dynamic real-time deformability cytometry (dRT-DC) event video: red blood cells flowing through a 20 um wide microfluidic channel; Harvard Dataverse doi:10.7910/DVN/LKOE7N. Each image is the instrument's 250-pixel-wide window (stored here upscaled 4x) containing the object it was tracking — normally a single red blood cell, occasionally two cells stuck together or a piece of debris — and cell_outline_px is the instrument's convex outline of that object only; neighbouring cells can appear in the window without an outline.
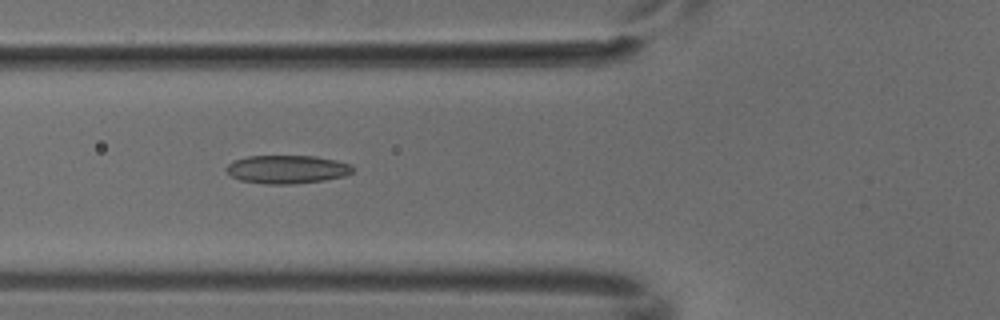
{"species": "common noctule bat (a hibernating species)", "species_latin": "Nyctalus noctula", "temperature_condition": "cold", "stored_images_in_passage": 8, "camera_frame_rate_fps": 3000, "um_per_image_px": 0.085, "animal": {"sex": "male", "body_mass_g": 18.8}, "frame": {"image": 1, "passage_image": 6, "time_ms": 1.667, "image_size_px": [1000, 320], "cell_outline_px": [[352, 172], [344, 176], [324, 180], [292, 184], [264, 184], [240, 180], [232, 176], [224, 168], [232, 160], [248, 156], [316, 156], [336, 160], [352, 164]], "centroid_in_image_um": [24.38, 14.39], "position_along_channel_um": 101.4, "area_um2": 20.92}}
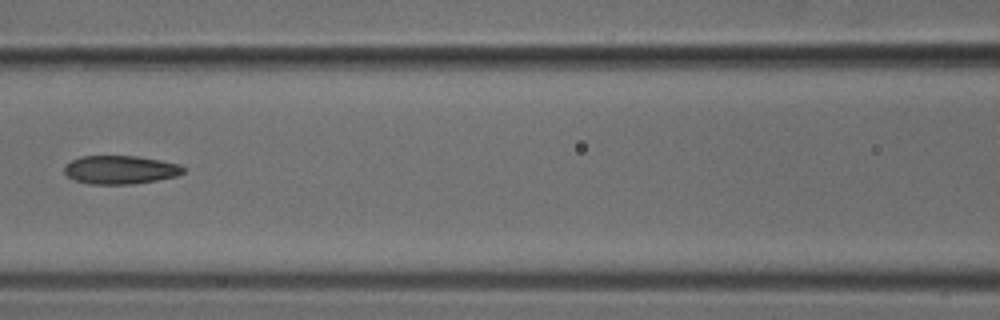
{"frame": {"image": 2, "passage_image": 7, "time_ms": 2.0, "image_size_px": [1000, 320], "cell_outline_px": [[184, 172], [176, 176], [156, 180], [132, 184], [88, 184], [72, 180], [64, 172], [64, 164], [80, 156], [136, 156], [160, 160], [180, 164], [184, 168]], "centroid_in_image_um": [10.18, 14.43], "position_along_channel_um": 156.4, "area_um2": 19.83}}
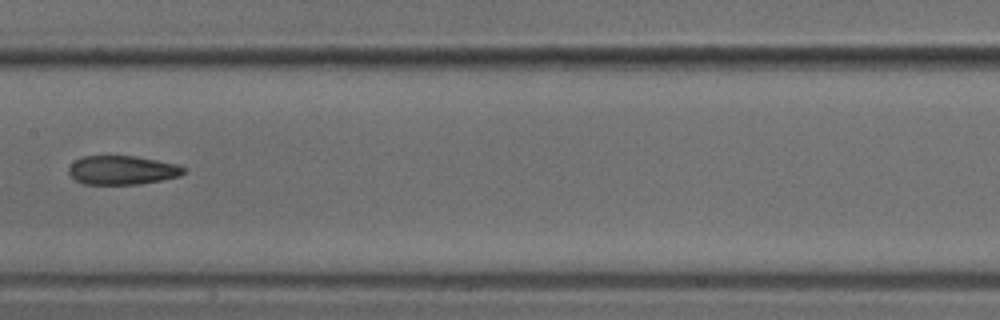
{"frame": {"image": 3, "passage_image": 8, "time_ms": 2.333, "image_size_px": [1000, 320], "cell_outline_px": [[184, 172], [180, 176], [140, 184], [84, 184], [76, 180], [68, 172], [68, 168], [76, 160], [84, 156], [136, 156], [180, 164], [184, 168]], "centroid_in_image_um": [10.41, 14.46], "position_along_channel_um": 197.0, "area_um2": 19.31}}